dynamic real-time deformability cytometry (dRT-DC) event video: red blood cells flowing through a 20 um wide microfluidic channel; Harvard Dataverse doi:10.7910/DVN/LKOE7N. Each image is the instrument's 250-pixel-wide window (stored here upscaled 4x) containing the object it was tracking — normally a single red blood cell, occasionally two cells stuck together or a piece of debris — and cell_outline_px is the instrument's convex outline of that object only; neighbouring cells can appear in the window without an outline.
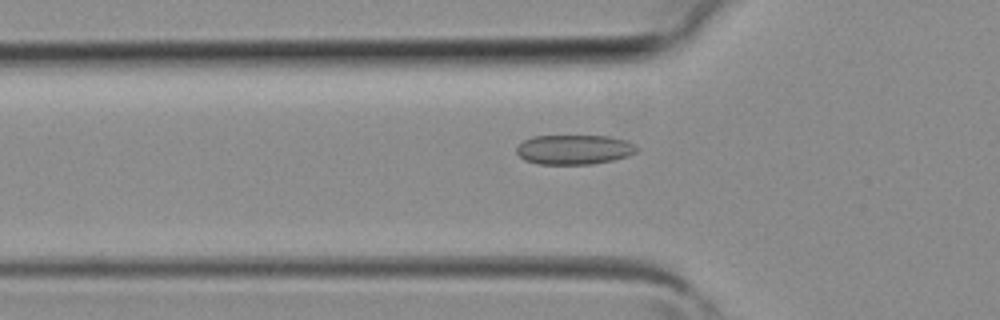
{"species": "common noctule bat (a hibernating species)", "species_latin": "Nyctalus noctula", "temperature_condition": "room temperature", "stored_images_in_passage": 5, "camera_frame_rate_fps": 3000, "um_per_image_px": 0.085, "animal": {"sex": "female", "body_mass_g": 19.3, "forearm_length_mm": 54.1}, "frame": {"image": 1, "passage_image": 5, "time_ms": 1.333, "image_size_px": [1000, 320], "cell_outline_px": [[640, 148], [636, 152], [612, 160], [592, 164], [536, 164], [524, 160], [516, 152], [516, 148], [524, 140], [532, 136], [608, 136], [628, 140], [636, 144]], "centroid_in_image_um": [48.81, 12.71], "position_along_channel_um": 77.0, "area_um2": 20.87}}